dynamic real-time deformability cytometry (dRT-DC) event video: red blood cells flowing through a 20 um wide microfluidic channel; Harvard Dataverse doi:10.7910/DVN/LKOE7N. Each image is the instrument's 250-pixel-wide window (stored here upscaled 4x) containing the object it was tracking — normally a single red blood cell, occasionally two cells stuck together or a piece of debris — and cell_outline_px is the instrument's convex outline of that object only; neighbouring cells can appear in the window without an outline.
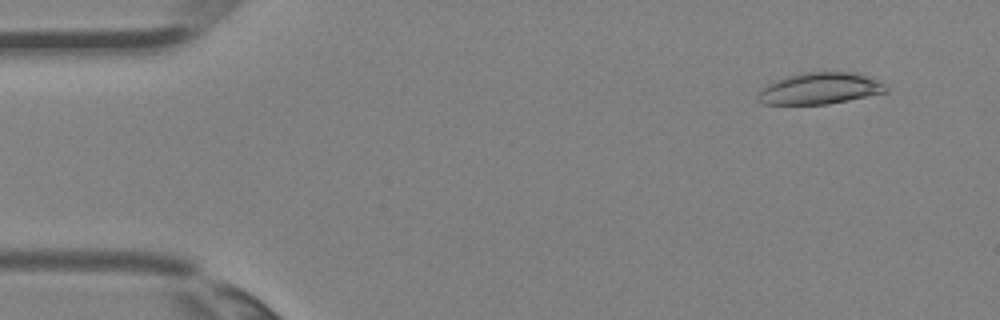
{"species": "Egyptian fruit bat (a non-hibernating species)", "species_latin": "Rousettus aegyptiacus", "temperature_condition": "room temperature", "stored_images_in_passage": 3, "camera_frame_rate_fps": 3000, "um_per_image_px": 0.085, "animal": {"sex": "female"}, "frame": {"image": 1, "passage_image": 1, "time_ms": 0.0, "image_size_px": [1000, 320], "cell_outline_px": [[888, 92], [828, 104], [760, 104], [756, 100], [756, 96], [768, 84], [784, 76], [800, 72], [852, 72], [872, 76], [884, 84], [888, 88]], "centroid_in_image_um": [69.7, 7.51], "position_along_channel_um": 15.3, "area_um2": 23.76}}
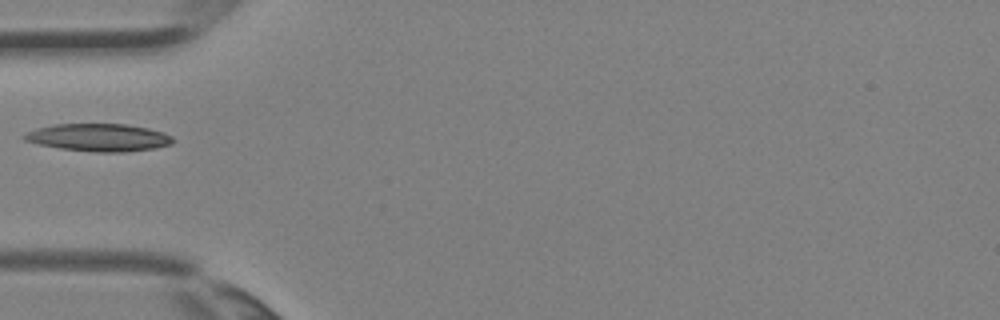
{"frame": {"image": 2, "passage_image": 3, "time_ms": 0.667, "image_size_px": [1000, 320], "cell_outline_px": [[176, 140], [172, 144], [156, 148], [124, 152], [96, 152], [60, 148], [40, 144], [24, 140], [20, 136], [36, 128], [52, 124], [124, 124], [148, 128], [164, 132], [172, 136]], "centroid_in_image_um": [8.42, 11.68], "position_along_channel_um": 76.6, "area_um2": 23.99}}